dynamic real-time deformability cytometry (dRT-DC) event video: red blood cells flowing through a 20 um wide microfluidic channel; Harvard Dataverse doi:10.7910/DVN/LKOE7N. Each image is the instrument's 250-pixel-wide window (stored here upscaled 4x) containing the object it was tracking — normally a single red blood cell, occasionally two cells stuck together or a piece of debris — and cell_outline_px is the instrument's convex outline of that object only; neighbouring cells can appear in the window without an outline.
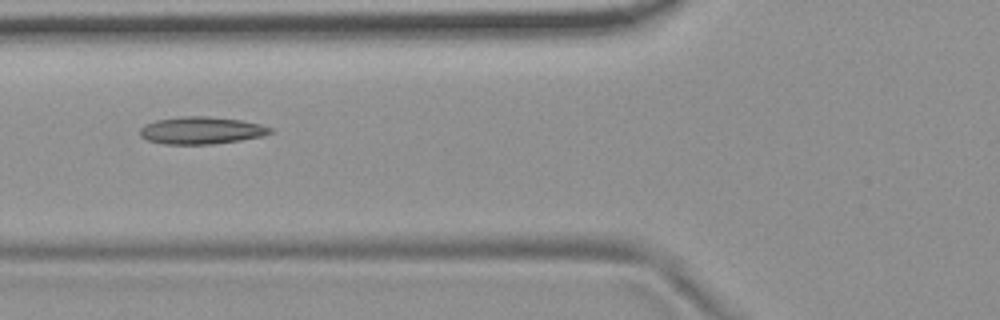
{"species": "common noctule bat (a hibernating species)", "species_latin": "Nyctalus noctula", "temperature_condition": "room temperature", "stored_images_in_passage": 9, "camera_frame_rate_fps": 3000, "um_per_image_px": 0.085, "animal": {"sex": "female", "body_mass_g": 19.9}, "frame": {"image": 1, "passage_image": 6, "time_ms": 1.667, "image_size_px": [1000, 320], "cell_outline_px": [[272, 132], [260, 136], [240, 140], [212, 144], [164, 144], [148, 140], [140, 136], [140, 128], [144, 124], [156, 120], [180, 116], [208, 116], [240, 120], [260, 124], [272, 128]], "centroid_in_image_um": [17.07, 11.08], "position_along_channel_um": 108.7, "area_um2": 20.63}}
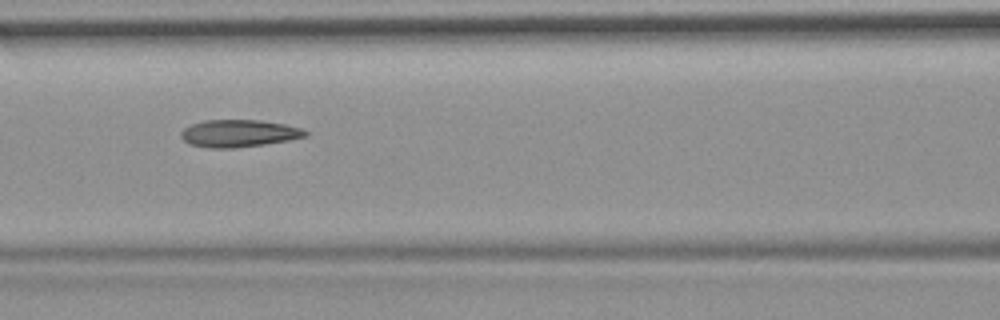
{"frame": {"image": 2, "passage_image": 7, "time_ms": 2.0, "image_size_px": [1000, 320], "cell_outline_px": [[308, 136], [288, 140], [264, 144], [232, 148], [212, 148], [188, 144], [180, 136], [180, 132], [184, 128], [192, 124], [204, 120], [260, 120], [284, 124], [300, 128], [308, 132]], "centroid_in_image_um": [20.28, 11.33], "position_along_channel_um": 146.3, "area_um2": 19.71}}